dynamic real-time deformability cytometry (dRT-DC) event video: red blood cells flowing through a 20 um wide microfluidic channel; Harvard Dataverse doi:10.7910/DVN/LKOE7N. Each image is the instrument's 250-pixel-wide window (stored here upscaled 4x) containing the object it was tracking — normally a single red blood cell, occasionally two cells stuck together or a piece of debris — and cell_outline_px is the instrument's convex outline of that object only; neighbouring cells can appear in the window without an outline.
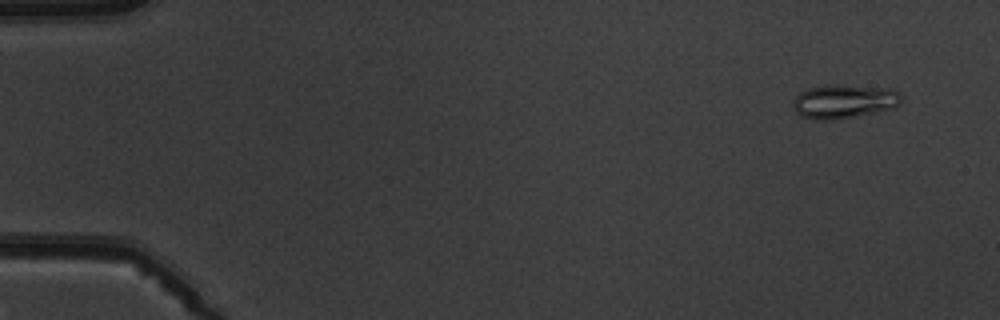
{"species": "common noctule bat (a hibernating species)", "species_latin": "Nyctalus noctula", "temperature_condition": "warm", "stored_images_in_passage": 5, "camera_frame_rate_fps": 3000, "um_per_image_px": 0.085, "animal": {"sex": "male", "body_mass_g": 19.5, "forearm_length_mm": 54.6}, "frame": {"image": 1, "passage_image": 2, "time_ms": 1.0, "image_size_px": [1000, 320], "cell_outline_px": [[900, 104], [896, 108], [836, 120], [820, 120], [800, 116], [792, 108], [792, 100], [800, 92], [808, 88], [824, 84], [844, 84], [892, 88], [900, 92]], "centroid_in_image_um": [71.73, 8.6], "position_along_channel_um": 13.3, "area_um2": 22.02}}
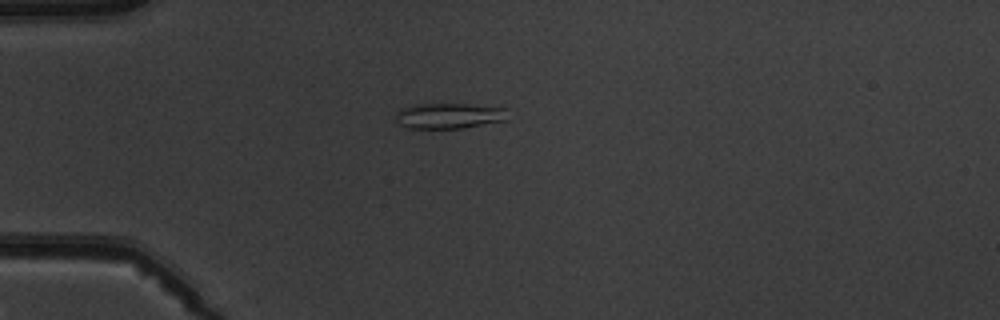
{"frame": {"image": 2, "passage_image": 5, "time_ms": 4.667, "image_size_px": [1000, 320], "cell_outline_px": [[508, 120], [464, 128], [408, 128], [400, 124], [396, 120], [396, 112], [400, 108], [412, 104], [464, 104], [508, 108]], "centroid_in_image_um": [38.19, 9.84], "position_along_channel_um": 46.8, "area_um2": 16.88}}